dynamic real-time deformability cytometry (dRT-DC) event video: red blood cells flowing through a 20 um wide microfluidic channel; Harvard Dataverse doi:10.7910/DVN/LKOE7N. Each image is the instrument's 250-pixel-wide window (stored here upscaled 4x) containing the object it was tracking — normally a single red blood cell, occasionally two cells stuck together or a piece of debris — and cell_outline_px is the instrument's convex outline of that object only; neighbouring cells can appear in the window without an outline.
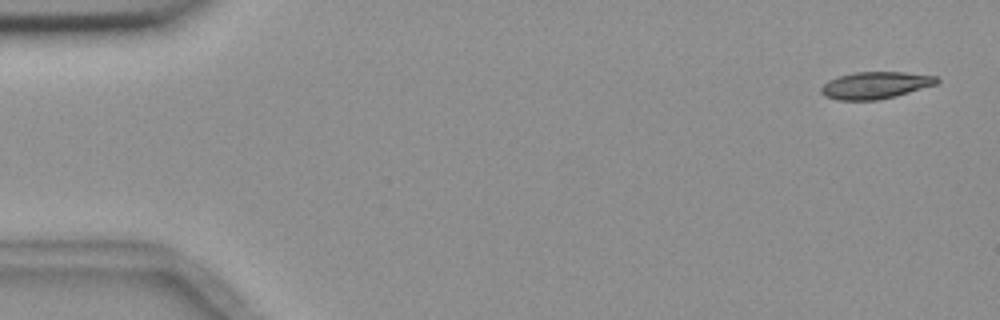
{"species": "common noctule bat (a hibernating species)", "species_latin": "Nyctalus noctula", "temperature_condition": "room temperature", "stored_images_in_passage": 3, "camera_frame_rate_fps": 3000, "um_per_image_px": 0.085, "animal": {"sex": "female", "body_mass_g": 18.4}, "frame": {"image": 1, "passage_image": 1, "time_ms": 0.0, "image_size_px": [1000, 320], "cell_outline_px": [[940, 80], [936, 84], [896, 96], [876, 100], [836, 100], [824, 96], [820, 92], [820, 88], [828, 80], [840, 76], [856, 72], [904, 72], [936, 76]], "centroid_in_image_um": [74.38, 7.25], "position_along_channel_um": 10.6, "area_um2": 18.15}}
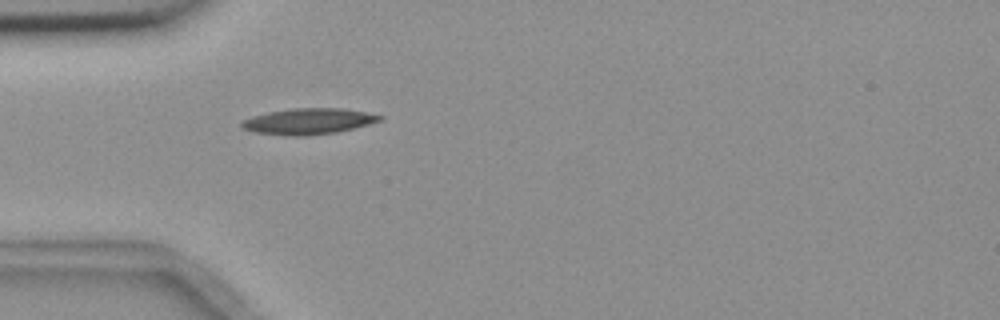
{"frame": {"image": 2, "passage_image": 3, "time_ms": 4.667, "image_size_px": [1000, 320], "cell_outline_px": [[384, 116], [380, 120], [368, 124], [336, 132], [308, 136], [292, 136], [252, 132], [240, 128], [240, 120], [252, 116], [268, 112], [292, 108], [344, 108]], "centroid_in_image_um": [26.13, 10.31], "position_along_channel_um": 58.9, "area_um2": 20.98}}